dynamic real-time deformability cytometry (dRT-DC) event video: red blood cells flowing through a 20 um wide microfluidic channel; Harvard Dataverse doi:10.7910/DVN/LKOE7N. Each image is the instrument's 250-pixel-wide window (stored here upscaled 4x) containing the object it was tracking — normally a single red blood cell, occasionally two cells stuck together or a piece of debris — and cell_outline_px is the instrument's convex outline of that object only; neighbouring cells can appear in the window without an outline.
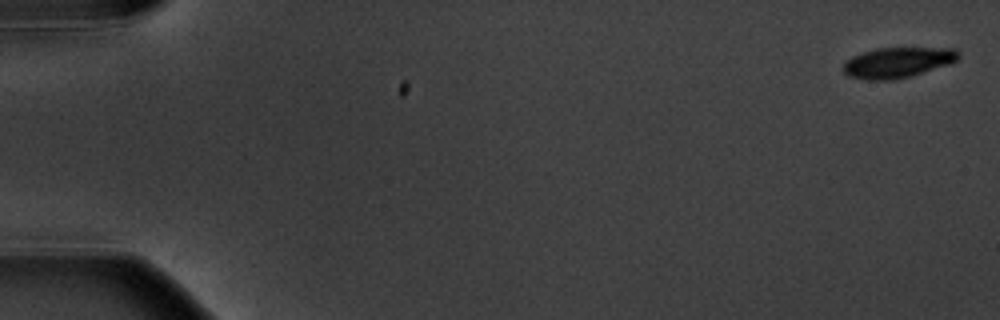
{"species": "common noctule bat (a hibernating species)", "species_latin": "Nyctalus noctula", "temperature_condition": "warm", "stored_images_in_passage": 7, "camera_frame_rate_fps": 3000, "um_per_image_px": 0.085, "animal": {"sex": "male", "body_mass_g": 20.1, "forearm_length_mm": 53.5}, "frame": {"image": 1, "passage_image": 1, "time_ms": 0.0, "image_size_px": [1000, 320], "cell_outline_px": [[960, 56], [956, 60], [948, 64], [912, 76], [896, 80], [868, 80], [848, 76], [840, 68], [844, 60], [852, 56], [876, 48], [952, 48]], "centroid_in_image_um": [76.21, 5.32], "position_along_channel_um": 8.8, "area_um2": 20.52}}
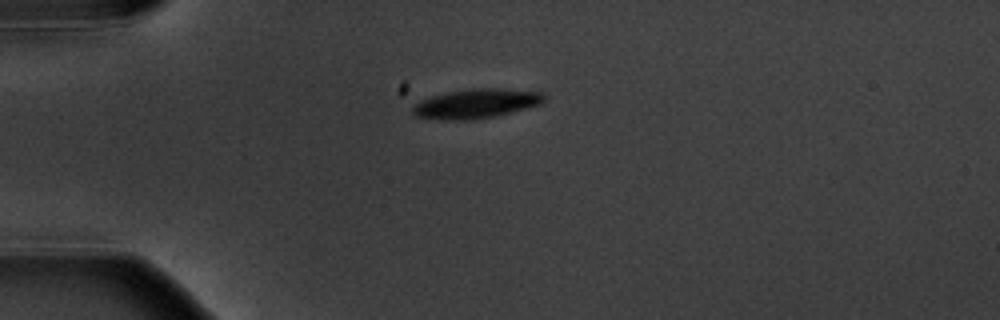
{"frame": {"image": 2, "passage_image": 5, "time_ms": 4.667, "image_size_px": [1000, 320], "cell_outline_px": [[544, 100], [540, 104], [496, 116], [472, 120], [440, 120], [416, 116], [412, 112], [412, 104], [420, 100], [432, 96], [448, 92], [472, 88], [500, 88], [544, 92]], "centroid_in_image_um": [40.44, 8.81], "position_along_channel_um": 44.6, "area_um2": 22.6}}